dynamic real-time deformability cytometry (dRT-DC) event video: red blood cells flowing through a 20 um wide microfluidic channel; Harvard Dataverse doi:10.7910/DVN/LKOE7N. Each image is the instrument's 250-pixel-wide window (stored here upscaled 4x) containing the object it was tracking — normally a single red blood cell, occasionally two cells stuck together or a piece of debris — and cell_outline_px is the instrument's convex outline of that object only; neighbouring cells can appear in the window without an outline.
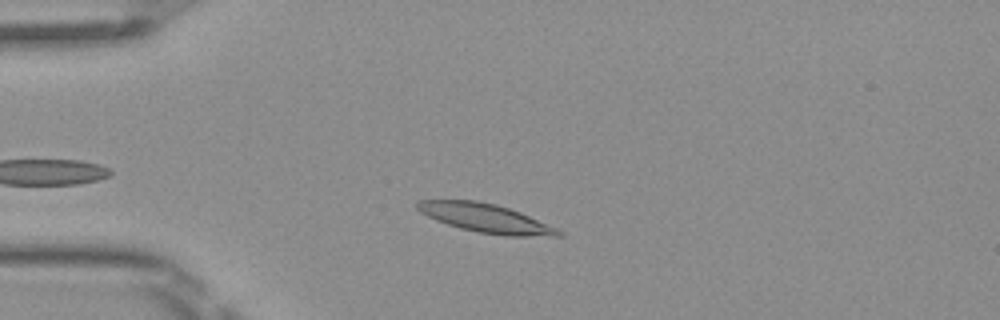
{"species": "Egyptian fruit bat (a non-hibernating species)", "species_latin": "Rousettus aegyptiacus", "temperature_condition": "room temperature", "stored_images_in_passage": 43, "camera_frame_rate_fps": 3000, "um_per_image_px": 0.085, "frame": {"image": 1, "passage_image": 9, "time_ms": 2.667, "image_size_px": [1000, 320], "cell_outline_px": [[564, 236], [508, 236], [480, 232], [460, 228], [436, 220], [420, 212], [416, 208], [416, 200], [476, 200], [496, 204], [520, 212], [556, 228], [564, 232]], "centroid_in_image_um": [41.27, 18.54], "position_along_channel_um": 43.7, "area_um2": 23.47}}
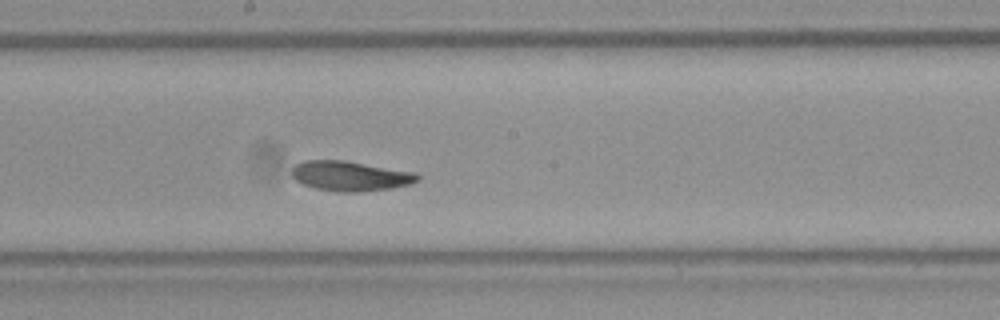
{"frame": {"image": 2, "passage_image": 24, "time_ms": 7.667, "image_size_px": [1000, 320], "cell_outline_px": [[420, 180], [412, 184], [392, 188], [360, 192], [336, 192], [316, 188], [304, 184], [296, 180], [292, 176], [292, 168], [296, 164], [304, 160], [344, 160], [416, 172], [420, 176]], "centroid_in_image_um": [29.81, 14.96], "position_along_channel_um": 218.4, "area_um2": 22.08}}
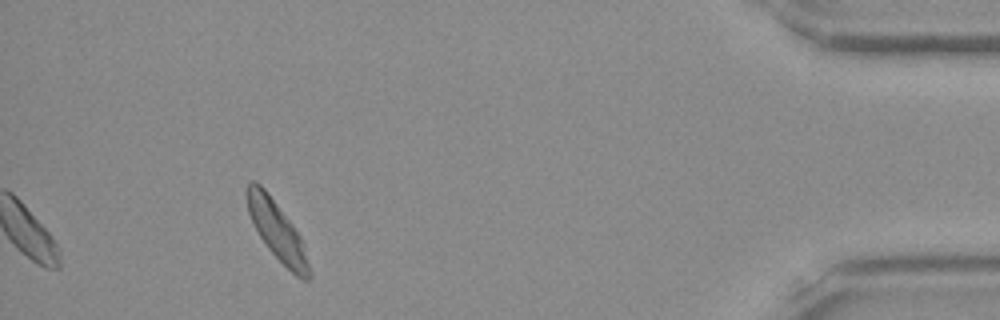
{"frame": {"image": 3, "passage_image": 43, "time_ms": 14.0, "image_size_px": [1000, 320], "cell_outline_px": [[312, 276], [308, 280], [304, 280], [296, 276], [268, 248], [260, 236], [248, 212], [244, 192], [244, 188], [252, 180], [256, 180], [264, 188], [292, 224], [300, 236], [304, 244], [312, 272]], "centroid_in_image_um": [23.55, 19.6], "position_along_channel_um": 411.6, "area_um2": 21.15}, "authors_computed_cell_mechanics": {"area_um2": 21.6172, "velocity_mm_per_s": 3.9882, "shape_relaxation_time_tau1_ms": 3.1862, "shape_relaxation_time_tau2_ms": 3.0285, "deformation_change_tau1": 0.1402, "deformation_change_tau2": 0.098}}